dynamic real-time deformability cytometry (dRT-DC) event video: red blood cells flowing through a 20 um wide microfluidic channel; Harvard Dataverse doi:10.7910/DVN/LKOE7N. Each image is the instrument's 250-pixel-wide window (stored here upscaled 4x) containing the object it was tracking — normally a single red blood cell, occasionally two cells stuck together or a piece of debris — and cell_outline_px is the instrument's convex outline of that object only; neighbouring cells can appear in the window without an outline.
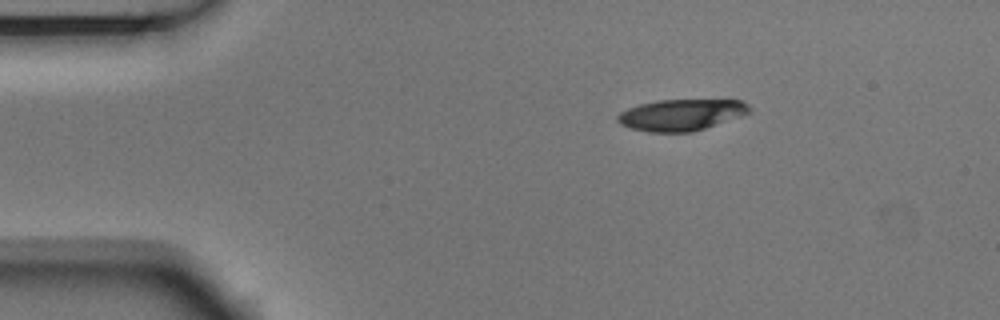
{"species": "Egyptian fruit bat (a non-hibernating species)", "species_latin": "Rousettus aegyptiacus", "temperature_condition": "room temperature", "stored_images_in_passage": 3, "camera_frame_rate_fps": 3000, "um_per_image_px": 0.085, "animal": {"sex": "male"}, "frame": {"image": 1, "passage_image": 1, "time_ms": 0.0, "image_size_px": [1000, 320], "cell_outline_px": [[752, 108], [748, 112], [740, 116], [692, 132], [648, 132], [632, 128], [620, 124], [616, 120], [616, 116], [620, 112], [628, 108], [640, 104], [660, 100], [740, 100], [748, 104]], "centroid_in_image_um": [57.87, 9.76], "position_along_channel_um": 27.1, "area_um2": 23.87}}
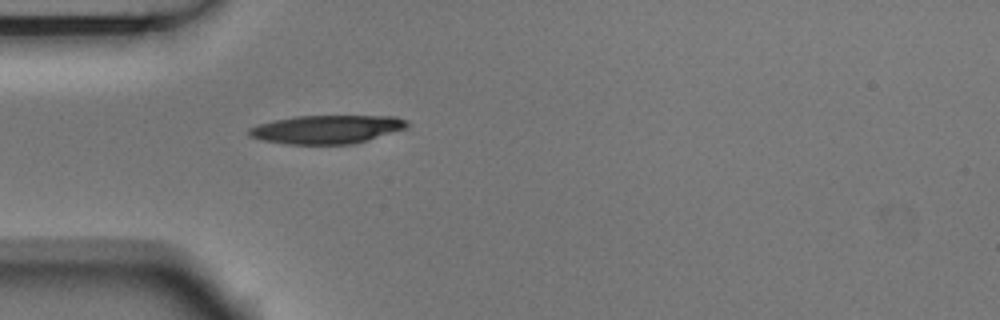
{"frame": {"image": 2, "passage_image": 3, "time_ms": 0.667, "image_size_px": [1000, 320], "cell_outline_px": [[408, 128], [368, 140], [352, 144], [288, 144], [264, 140], [248, 136], [248, 128], [260, 124], [276, 120], [296, 116], [396, 116], [408, 120]], "centroid_in_image_um": [27.83, 10.99], "position_along_channel_um": 57.2, "area_um2": 26.18}}